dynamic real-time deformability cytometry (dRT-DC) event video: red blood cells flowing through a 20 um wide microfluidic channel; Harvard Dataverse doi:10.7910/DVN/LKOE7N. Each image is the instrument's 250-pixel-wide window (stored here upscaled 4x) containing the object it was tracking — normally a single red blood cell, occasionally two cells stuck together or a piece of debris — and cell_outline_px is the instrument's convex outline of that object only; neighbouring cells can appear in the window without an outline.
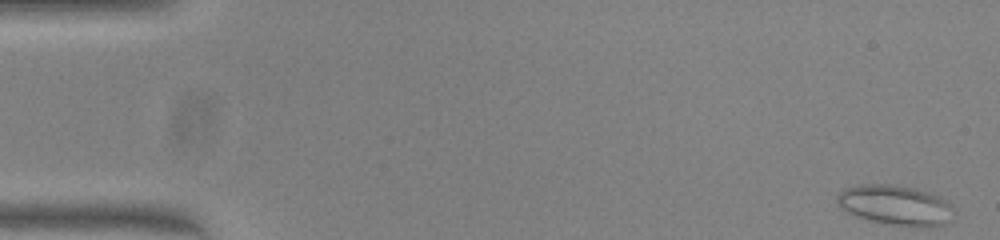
{"species": "common noctule bat (a hibernating species)", "species_latin": "Nyctalus noctula", "temperature_condition": "warm", "stored_images_in_passage": 50, "camera_frame_rate_fps": 3000, "um_per_image_px": 0.085, "animal": {"sex": "female", "body_mass_g": 23.0, "forearm_length_mm": 53.4}, "frame": {"image": 1, "passage_image": 1, "time_ms": 0.0, "image_size_px": [1000, 240], "cell_outline_px": [[956, 212], [944, 224], [896, 224], [872, 220], [856, 216], [848, 212], [836, 200], [836, 196], [844, 188], [860, 184], [888, 184], [916, 188], [940, 196]], "centroid_in_image_um": [76.07, 17.38], "position_along_channel_um": 8.9, "area_um2": 26.18}}
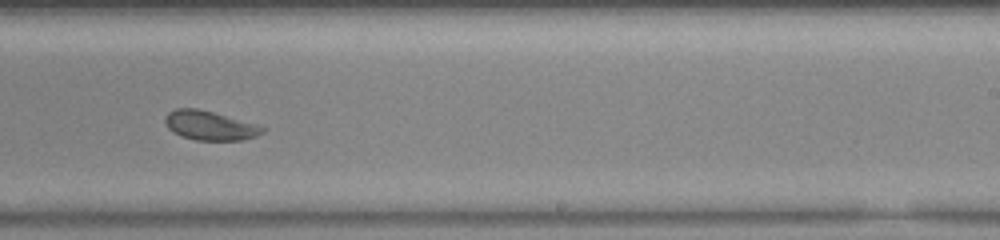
{"frame": {"image": 2, "passage_image": 31, "time_ms": 10.0, "image_size_px": [1000, 240], "cell_outline_px": [[268, 128], [264, 132], [256, 136], [244, 140], [196, 140], [180, 136], [172, 132], [168, 128], [164, 120], [164, 116], [168, 112], [176, 108], [196, 108], [212, 112], [256, 124]], "centroid_in_image_um": [17.82, 10.67], "position_along_channel_um": 271.2, "area_um2": 16.65}}
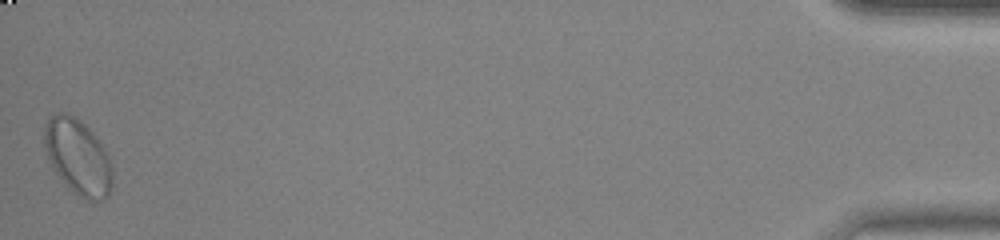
{"frame": {"image": 3, "passage_image": 50, "time_ms": 16.333, "image_size_px": [1000, 240], "cell_outline_px": [[112, 188], [108, 196], [104, 200], [92, 204], [84, 200], [72, 192], [52, 168], [44, 148], [44, 124], [52, 112], [68, 112], [80, 120], [96, 136], [104, 148], [108, 156], [112, 168]], "centroid_in_image_um": [6.62, 13.36], "position_along_channel_um": 428.6, "area_um2": 30.69}, "authors_computed_cell_mechanics": {"area_um2": 19.0451, "velocity_mm_per_s": 4.0161, "shape_relaxation_time_tau1_ms": 4.0471, "shape_relaxation_time_tau2_ms": 3.2006, "deformation_change_tau1": 0.1079, "deformation_change_tau2": 0.0786}}